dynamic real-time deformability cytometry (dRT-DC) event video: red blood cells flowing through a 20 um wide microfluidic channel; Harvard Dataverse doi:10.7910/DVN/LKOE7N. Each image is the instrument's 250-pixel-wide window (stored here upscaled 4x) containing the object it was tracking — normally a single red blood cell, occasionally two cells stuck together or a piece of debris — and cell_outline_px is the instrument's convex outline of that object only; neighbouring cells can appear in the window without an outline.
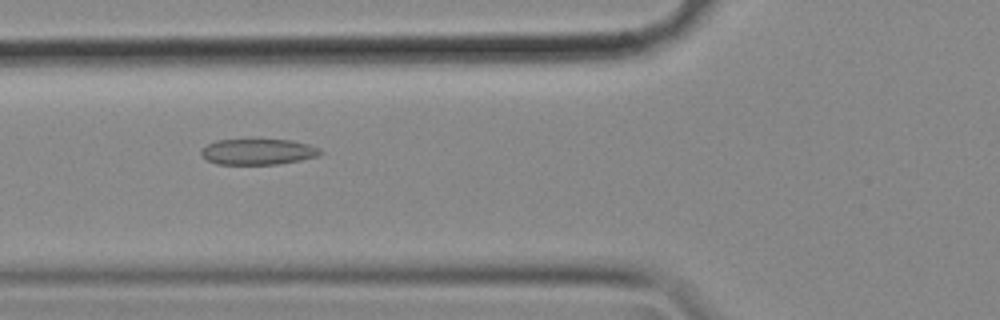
{"species": "common noctule bat (a hibernating species)", "species_latin": "Nyctalus noctula", "temperature_condition": "cold", "stored_images_in_passage": 44, "camera_frame_rate_fps": 3000, "um_per_image_px": 0.085, "animal": {"sex": "female", "body_mass_g": 18.4}, "frame": {"image": 1, "passage_image": 13, "time_ms": 4.0, "image_size_px": [1000, 320], "cell_outline_px": [[324, 152], [320, 156], [280, 164], [216, 164], [208, 160], [200, 152], [208, 144], [216, 140], [292, 140], [308, 144], [320, 148]], "centroid_in_image_um": [22.0, 12.9], "position_along_channel_um": 103.8, "area_um2": 17.86}}
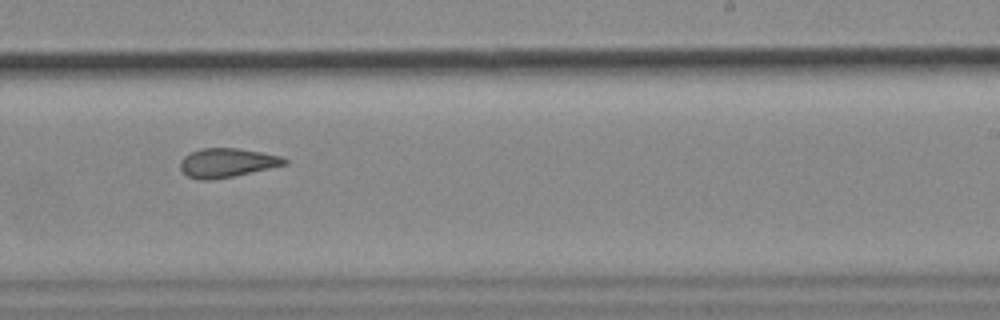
{"frame": {"image": 2, "passage_image": 27, "time_ms": 8.667, "image_size_px": [1000, 320], "cell_outline_px": [[288, 164], [232, 176], [212, 180], [200, 180], [188, 176], [180, 168], [180, 160], [184, 156], [200, 148], [236, 148], [260, 152], [280, 156], [288, 160]], "centroid_in_image_um": [19.27, 13.83], "position_along_channel_um": 269.7, "area_um2": 17.46}}
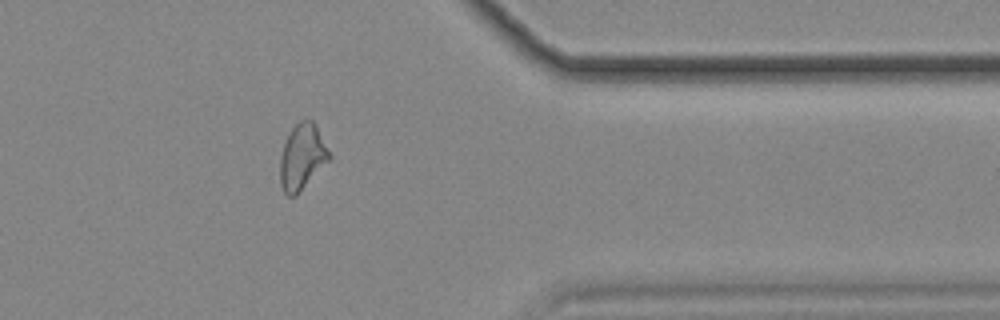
{"frame": {"image": 3, "passage_image": 38, "time_ms": 12.333, "image_size_px": [1000, 320], "cell_outline_px": [[332, 156], [296, 196], [288, 196], [284, 192], [280, 184], [280, 156], [284, 144], [292, 128], [300, 120], [308, 116], [316, 124]], "centroid_in_image_um": [25.68, 13.3], "position_along_channel_um": 385.7, "area_um2": 18.84}, "authors_computed_cell_mechanics": {"area_um2": 18.4093, "velocity_mm_per_s": 3.5587, "shape_relaxation_time_tau1_ms": null, "shape_relaxation_time_tau2_ms": 2.445, "deformation_change_tau1": null, "deformation_change_tau2": 0.0931}}